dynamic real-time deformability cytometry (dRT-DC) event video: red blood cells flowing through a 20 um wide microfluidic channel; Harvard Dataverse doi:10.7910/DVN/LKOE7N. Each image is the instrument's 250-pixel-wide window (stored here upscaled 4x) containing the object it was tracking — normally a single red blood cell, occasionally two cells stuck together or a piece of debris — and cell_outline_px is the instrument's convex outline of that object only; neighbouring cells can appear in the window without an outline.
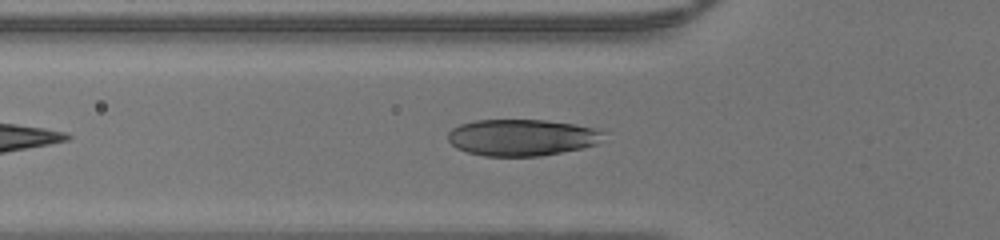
{"species": "human", "species_latin": "Homo sapiens", "temperature_condition": "warm", "stored_images_in_passage": 33, "camera_frame_rate_fps": 3000, "um_per_image_px": 0.085, "donor": {"sex": "male"}, "frame": {"image": 1, "passage_image": 5, "time_ms": 1.333, "image_size_px": [1000, 240], "cell_outline_px": [[608, 132], [596, 144], [580, 148], [540, 156], [484, 156], [468, 152], [456, 148], [448, 140], [448, 132], [452, 128], [460, 124], [476, 120], [548, 120], [576, 124], [600, 128]], "centroid_in_image_um": [44.39, 11.67], "position_along_channel_um": 81.4, "area_um2": 33.41}}
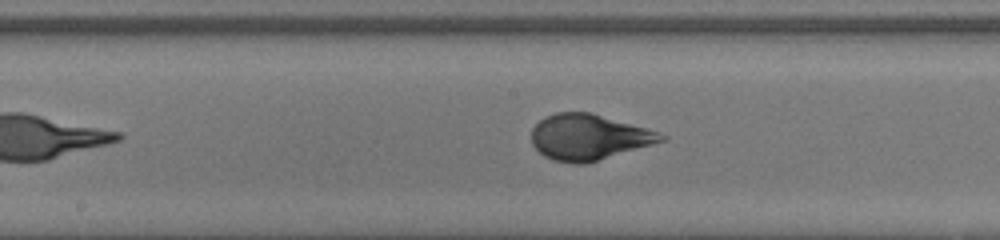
{"frame": {"image": 2, "passage_image": 13, "time_ms": 4.0, "image_size_px": [1000, 240], "cell_outline_px": [[668, 136], [664, 140], [652, 144], [584, 164], [572, 164], [552, 160], [544, 156], [532, 144], [532, 128], [544, 116], [556, 112], [592, 112], [660, 132]], "centroid_in_image_um": [50.01, 11.64], "position_along_channel_um": 198.2, "area_um2": 34.45}}
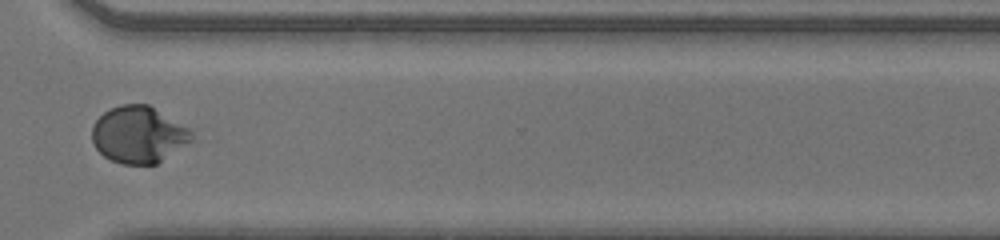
{"frame": {"image": 3, "passage_image": 24, "time_ms": 7.667, "image_size_px": [1000, 240], "cell_outline_px": [[192, 140], [156, 164], [120, 164], [104, 156], [96, 148], [92, 140], [92, 124], [104, 112], [120, 104], [148, 104], [192, 128]], "centroid_in_image_um": [11.78, 11.43], "position_along_channel_um": 358.8, "area_um2": 33.0}}